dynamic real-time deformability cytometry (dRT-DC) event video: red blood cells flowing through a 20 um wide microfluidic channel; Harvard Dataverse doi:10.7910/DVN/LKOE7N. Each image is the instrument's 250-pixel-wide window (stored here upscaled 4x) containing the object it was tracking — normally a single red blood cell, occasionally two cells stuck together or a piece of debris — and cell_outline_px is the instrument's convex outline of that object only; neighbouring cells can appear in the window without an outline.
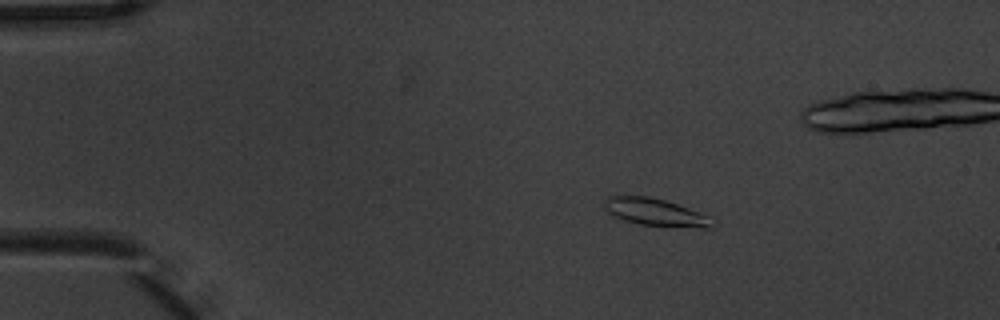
{"species": "common noctule bat (a hibernating species)", "species_latin": "Nyctalus noctula", "temperature_condition": "warm", "stored_images_in_passage": 4, "camera_frame_rate_fps": 3000, "um_per_image_px": 0.085, "animal": {"sex": "male", "body_mass_g": 20.1, "forearm_length_mm": 53.5}, "frame": {"image": 1, "passage_image": 1, "time_ms": 0.0, "image_size_px": [1000, 320], "cell_outline_px": [[712, 228], [700, 228], [640, 224], [624, 220], [612, 216], [604, 208], [604, 200], [608, 196], [648, 196], [664, 200], [688, 208], [708, 216]], "centroid_in_image_um": [55.63, 18.03], "position_along_channel_um": 29.4, "area_um2": 16.88}}